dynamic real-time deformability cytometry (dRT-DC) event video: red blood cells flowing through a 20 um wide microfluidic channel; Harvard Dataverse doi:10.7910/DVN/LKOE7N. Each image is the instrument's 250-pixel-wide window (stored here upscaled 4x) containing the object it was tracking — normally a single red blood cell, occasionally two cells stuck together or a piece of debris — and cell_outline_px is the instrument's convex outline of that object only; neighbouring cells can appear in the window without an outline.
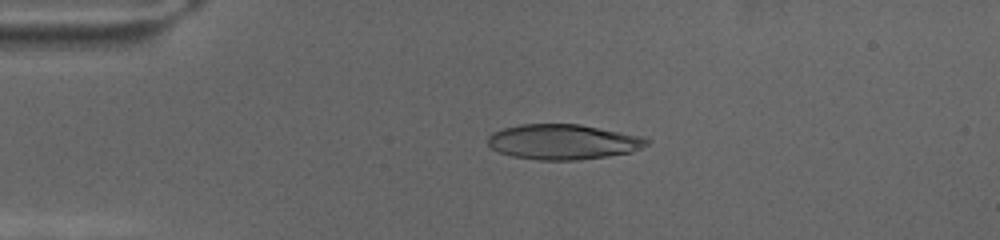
{"species": "human", "species_latin": "Homo sapiens", "temperature_condition": "cold", "stored_images_in_passage": 71, "camera_frame_rate_fps": 3000, "um_per_image_px": 0.085, "donor": {"sex": "female"}, "frame": {"image": 1, "passage_image": 16, "time_ms": 5.0, "image_size_px": [1000, 240], "cell_outline_px": [[652, 140], [648, 144], [632, 152], [608, 156], [576, 160], [540, 160], [512, 156], [500, 152], [492, 148], [488, 144], [488, 136], [492, 132], [504, 128], [520, 124], [580, 124], [644, 136]], "centroid_in_image_um": [47.9, 12.05], "position_along_channel_um": 37.1, "area_um2": 32.71}}
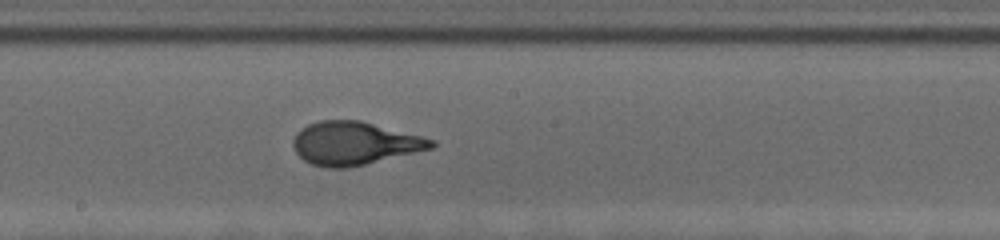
{"frame": {"image": 2, "passage_image": 39, "time_ms": 12.667, "image_size_px": [1000, 240], "cell_outline_px": [[436, 144], [432, 148], [348, 168], [328, 168], [312, 164], [304, 160], [296, 152], [292, 144], [292, 140], [296, 132], [308, 124], [320, 120], [360, 120], [436, 140]], "centroid_in_image_um": [30.1, 12.18], "position_along_channel_um": 218.1, "area_um2": 34.56}}
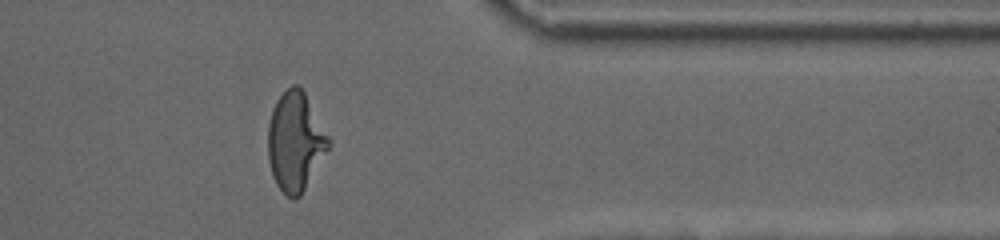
{"frame": {"image": 3, "passage_image": 58, "time_ms": 19.0, "image_size_px": [1000, 240], "cell_outline_px": [[332, 144], [300, 196], [292, 200], [276, 184], [272, 176], [268, 160], [268, 124], [272, 108], [276, 100], [292, 84], [296, 84], [304, 92], [332, 140]], "centroid_in_image_um": [25.11, 12.04], "position_along_channel_um": 386.3, "area_um2": 35.03}}